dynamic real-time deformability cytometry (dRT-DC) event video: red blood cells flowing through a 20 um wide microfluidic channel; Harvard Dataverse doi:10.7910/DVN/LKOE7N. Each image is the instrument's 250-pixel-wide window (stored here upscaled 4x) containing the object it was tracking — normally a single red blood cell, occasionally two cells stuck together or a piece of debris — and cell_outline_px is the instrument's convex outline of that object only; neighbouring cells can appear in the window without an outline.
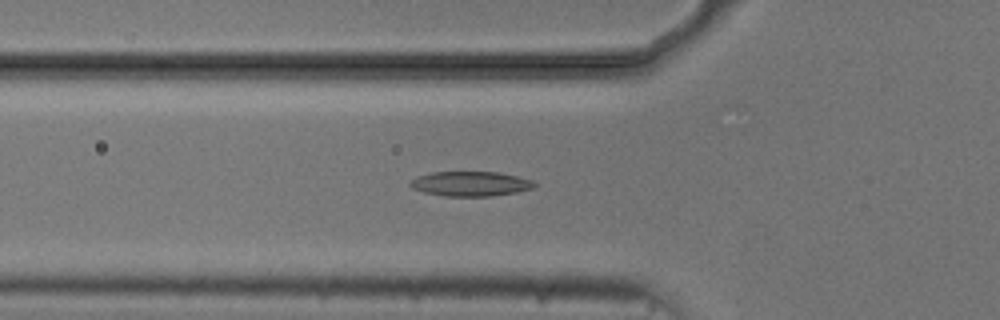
{"species": "common noctule bat (a hibernating species)", "species_latin": "Nyctalus noctula", "temperature_condition": "cold", "stored_images_in_passage": 55, "camera_frame_rate_fps": 3000, "um_per_image_px": 0.085, "animal": {"sex": "male", "body_mass_g": 20.5, "forearm_length_mm": 52.5}, "frame": {"image": 1, "passage_image": 19, "time_ms": 6.0, "image_size_px": [1000, 320], "cell_outline_px": [[536, 184], [532, 188], [516, 192], [492, 196], [444, 196], [424, 192], [412, 188], [408, 184], [416, 176], [432, 172], [500, 172], [532, 180]], "centroid_in_image_um": [39.96, 15.62], "position_along_channel_um": 85.8, "area_um2": 17.86}}
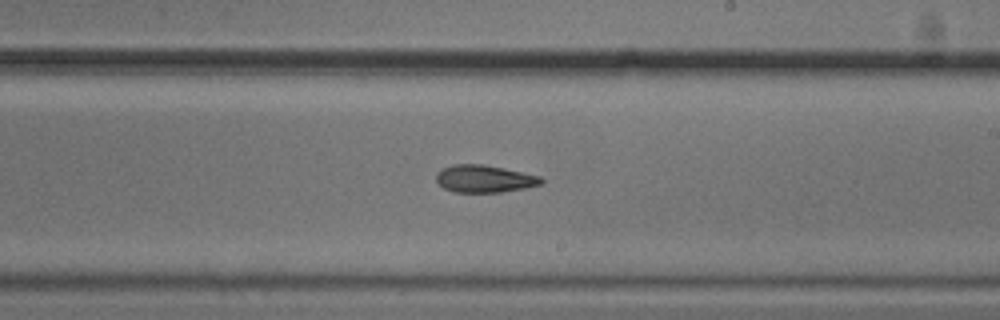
{"frame": {"image": 2, "passage_image": 32, "time_ms": 10.333, "image_size_px": [1000, 320], "cell_outline_px": [[544, 180], [540, 184], [524, 188], [500, 192], [452, 192], [444, 188], [436, 180], [436, 172], [440, 168], [452, 164], [484, 164], [504, 168], [540, 176]], "centroid_in_image_um": [41.12, 15.18], "position_along_channel_um": 247.9, "area_um2": 16.82}}
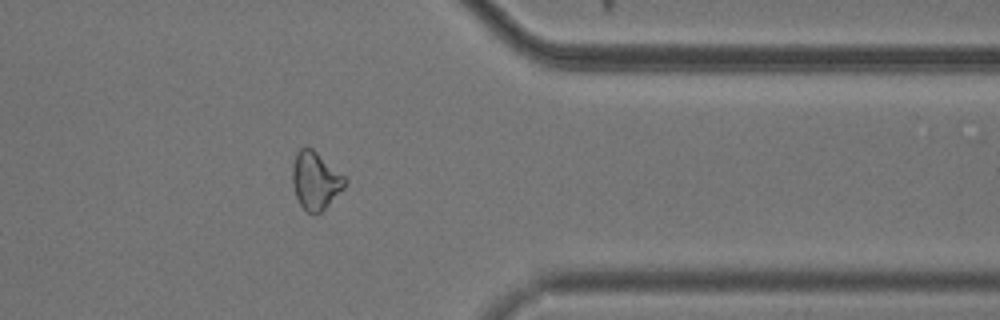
{"frame": {"image": 3, "passage_image": 44, "time_ms": 14.333, "image_size_px": [1000, 320], "cell_outline_px": [[348, 180], [344, 188], [316, 216], [308, 212], [300, 204], [296, 196], [292, 184], [292, 164], [296, 152], [304, 144], [312, 148], [344, 176]], "centroid_in_image_um": [26.79, 15.32], "position_along_channel_um": 384.6, "area_um2": 17.69}, "authors_computed_cell_mechanics": {"area_um2": 18.0914, "velocity_mm_per_s": 3.7204, "shape_relaxation_time_tau1_ms": null, "shape_relaxation_time_tau2_ms": 7.633, "deformation_change_tau1": null, "deformation_change_tau2": 0.1766}}